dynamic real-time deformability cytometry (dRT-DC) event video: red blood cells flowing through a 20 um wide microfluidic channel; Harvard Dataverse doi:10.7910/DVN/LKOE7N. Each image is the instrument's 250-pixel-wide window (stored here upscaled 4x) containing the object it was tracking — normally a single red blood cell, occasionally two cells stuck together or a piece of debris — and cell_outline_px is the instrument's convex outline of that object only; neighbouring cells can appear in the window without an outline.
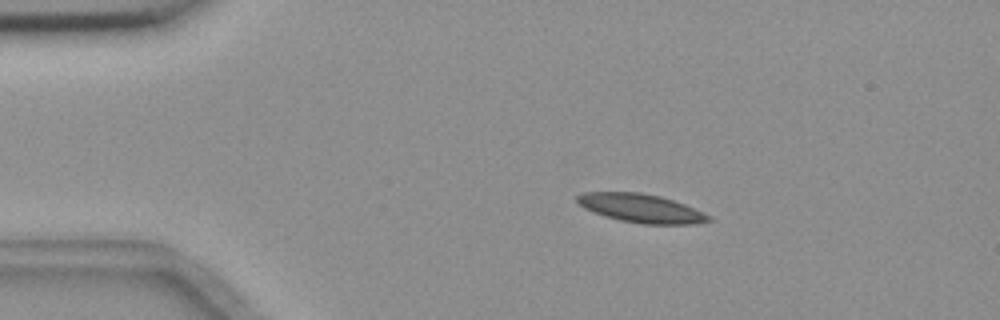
{"species": "common noctule bat (a hibernating species)", "species_latin": "Nyctalus noctula", "temperature_condition": "room temperature", "stored_images_in_passage": 9, "camera_frame_rate_fps": 3000, "um_per_image_px": 0.085, "animal": {"sex": "female", "body_mass_g": 18.4}, "frame": {"image": 1, "passage_image": 1, "time_ms": 0.0, "image_size_px": [1000, 320], "cell_outline_px": [[712, 220], [696, 224], [640, 224], [620, 220], [604, 216], [584, 208], [576, 200], [576, 196], [584, 192], [640, 192], [660, 196], [684, 204], [712, 216]], "centroid_in_image_um": [54.5, 17.7], "position_along_channel_um": 30.5, "area_um2": 21.91}}
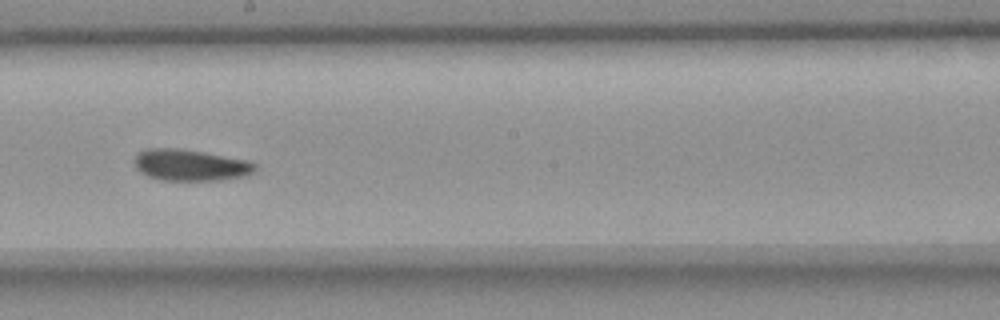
{"frame": {"image": 2, "passage_image": 7, "time_ms": 2.0, "image_size_px": [1000, 320], "cell_outline_px": [[256, 172], [248, 176], [220, 180], [160, 180], [148, 176], [140, 172], [136, 168], [132, 160], [136, 152], [148, 148], [176, 148], [248, 160], [256, 164]], "centroid_in_image_um": [16.16, 14.04], "position_along_channel_um": 232.0, "area_um2": 22.31}}
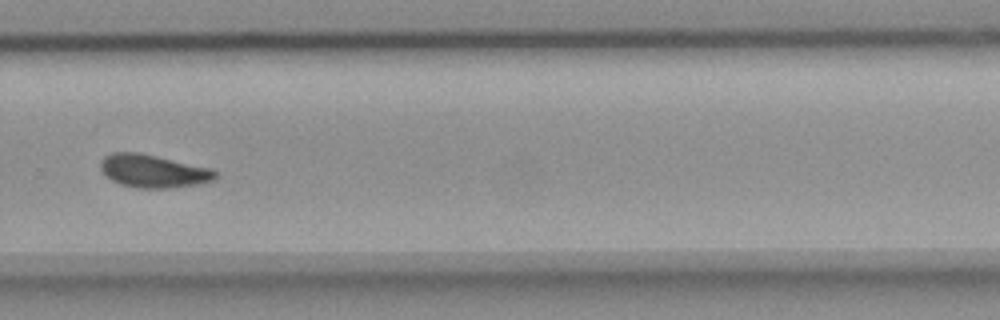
{"frame": {"image": 3, "passage_image": 9, "time_ms": 2.667, "image_size_px": [1000, 320], "cell_outline_px": [[216, 180], [200, 184], [168, 188], [140, 188], [120, 184], [112, 180], [100, 168], [100, 160], [104, 156], [112, 152], [140, 152], [212, 168], [216, 172]], "centroid_in_image_um": [13.05, 14.53], "position_along_channel_um": 316.8, "area_um2": 22.2}}